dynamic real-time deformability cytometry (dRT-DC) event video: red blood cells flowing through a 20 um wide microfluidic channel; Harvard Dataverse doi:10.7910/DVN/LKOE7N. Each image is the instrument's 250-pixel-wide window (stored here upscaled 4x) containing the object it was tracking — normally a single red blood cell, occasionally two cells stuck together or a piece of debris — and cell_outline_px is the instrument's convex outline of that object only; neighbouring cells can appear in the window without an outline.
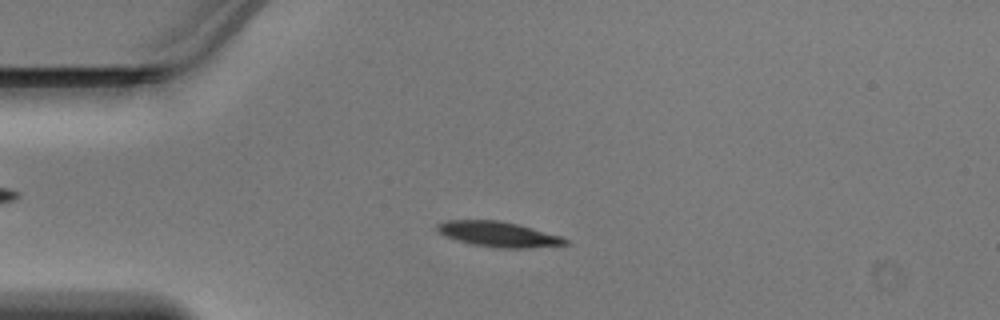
{"species": "Egyptian fruit bat (a non-hibernating species)", "species_latin": "Rousettus aegyptiacus", "temperature_condition": "warm", "stored_images_in_passage": 41, "camera_frame_rate_fps": 3000, "um_per_image_px": 0.085, "animal": {"sex": "male"}, "frame": {"image": 1, "passage_image": 6, "time_ms": 1.667, "image_size_px": [1000, 320], "cell_outline_px": [[568, 244], [528, 248], [496, 248], [472, 244], [456, 240], [444, 236], [436, 232], [436, 224], [448, 220], [496, 220], [516, 224], [532, 228], [560, 236], [568, 240]], "centroid_in_image_um": [42.3, 19.91], "position_along_channel_um": 42.7, "area_um2": 18.79}}
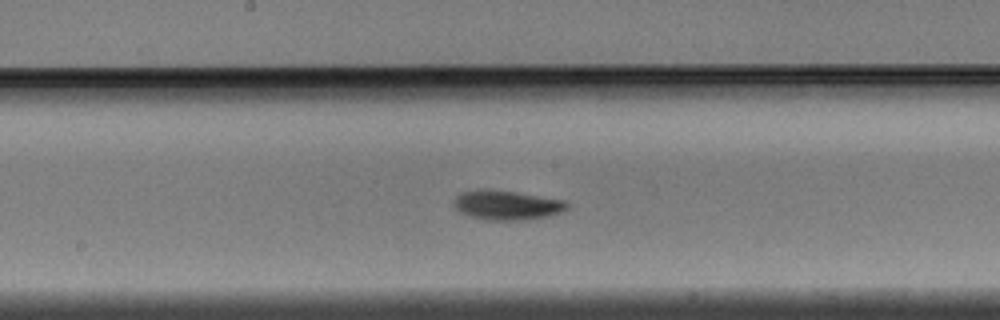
{"frame": {"image": 2, "passage_image": 19, "time_ms": 6.0, "image_size_px": [1000, 320], "cell_outline_px": [[568, 208], [560, 212], [548, 216], [520, 220], [488, 220], [472, 216], [460, 212], [452, 204], [456, 196], [460, 192], [476, 188], [488, 188], [516, 192], [564, 200], [568, 204]], "centroid_in_image_um": [43.03, 17.41], "position_along_channel_um": 205.2, "area_um2": 19.54}}
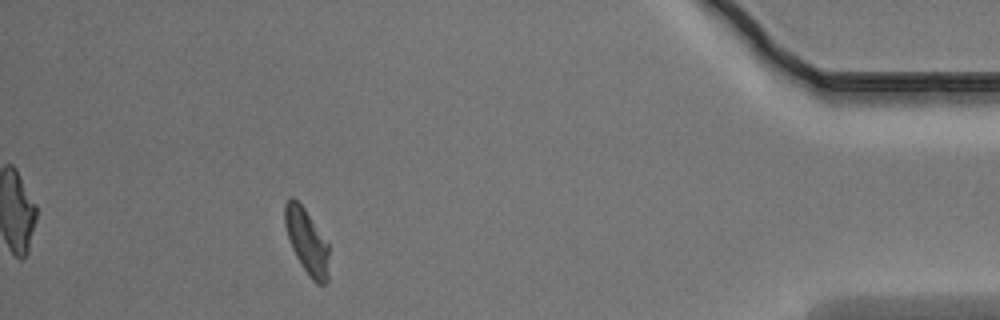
{"frame": {"image": 3, "passage_image": 37, "time_ms": 12.0, "image_size_px": [1000, 320], "cell_outline_px": [[328, 280], [324, 284], [316, 284], [312, 280], [296, 256], [292, 248], [284, 224], [284, 204], [288, 196], [292, 196], [304, 208], [328, 244]], "centroid_in_image_um": [26.06, 20.5], "position_along_channel_um": 409.1, "area_um2": 16.47}}